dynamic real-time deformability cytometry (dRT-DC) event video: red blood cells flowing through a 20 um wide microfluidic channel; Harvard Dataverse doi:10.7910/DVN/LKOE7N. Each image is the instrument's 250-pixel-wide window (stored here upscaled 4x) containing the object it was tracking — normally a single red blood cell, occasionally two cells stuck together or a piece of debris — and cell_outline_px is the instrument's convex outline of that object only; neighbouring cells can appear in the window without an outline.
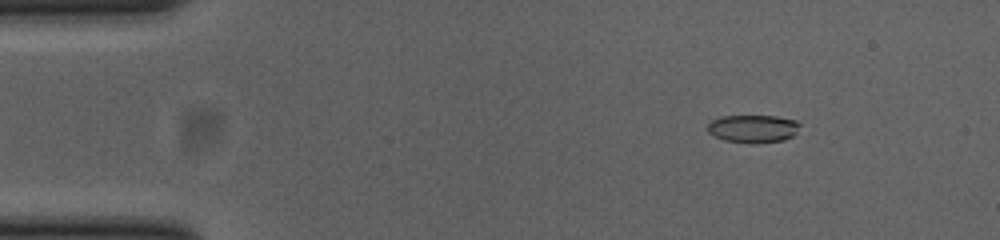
{"species": "common noctule bat (a hibernating species)", "species_latin": "Nyctalus noctula", "temperature_condition": "cold", "stored_images_in_passage": 41, "camera_frame_rate_fps": 3000, "um_per_image_px": 0.085, "animal": {"sex": "female", "body_mass_g": 23.0, "forearm_length_mm": 53.4}, "frame": {"image": 1, "passage_image": 1, "time_ms": 0.0, "image_size_px": [1000, 240], "cell_outline_px": [[800, 124], [796, 132], [792, 136], [784, 140], [752, 144], [724, 140], [708, 132], [708, 124], [712, 120], [720, 116], [776, 116], [796, 120]], "centroid_in_image_um": [64.01, 10.94], "position_along_channel_um": 21.0, "area_um2": 14.97}}
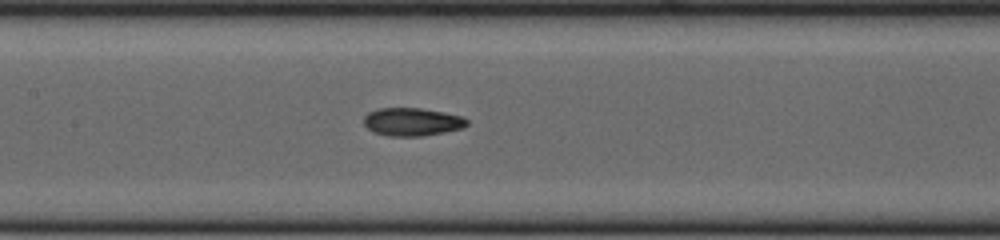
{"frame": {"image": 2, "passage_image": 19, "time_ms": 6.0, "image_size_px": [1000, 240], "cell_outline_px": [[468, 124], [464, 128], [444, 132], [420, 136], [388, 136], [376, 132], [368, 128], [364, 124], [364, 116], [368, 112], [376, 108], [420, 108], [444, 112], [460, 116], [468, 120]], "centroid_in_image_um": [35.03, 10.35], "position_along_channel_um": 172.4, "area_um2": 16.82}}
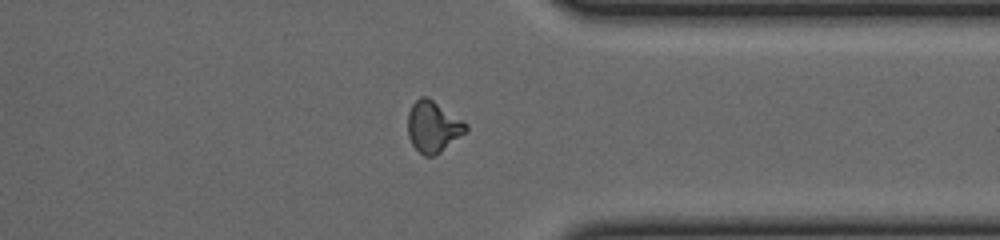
{"frame": {"image": 3, "passage_image": 35, "time_ms": 11.333, "image_size_px": [1000, 240], "cell_outline_px": [[468, 128], [464, 132], [440, 152], [432, 156], [424, 156], [412, 144], [408, 136], [408, 112], [412, 104], [420, 96], [428, 96], [468, 124]], "centroid_in_image_um": [36.78, 10.74], "position_along_channel_um": 374.6, "area_um2": 17.11}, "authors_computed_cell_mechanics": {"area_um2": 16.5308, "velocity_mm_per_s": 3.8838, "shape_relaxation_time_tau1_ms": 7.3594, "shape_relaxation_time_tau2_ms": 3.4441, "deformation_change_tau1": 0.1866, "deformation_change_tau2": 0.0809}}